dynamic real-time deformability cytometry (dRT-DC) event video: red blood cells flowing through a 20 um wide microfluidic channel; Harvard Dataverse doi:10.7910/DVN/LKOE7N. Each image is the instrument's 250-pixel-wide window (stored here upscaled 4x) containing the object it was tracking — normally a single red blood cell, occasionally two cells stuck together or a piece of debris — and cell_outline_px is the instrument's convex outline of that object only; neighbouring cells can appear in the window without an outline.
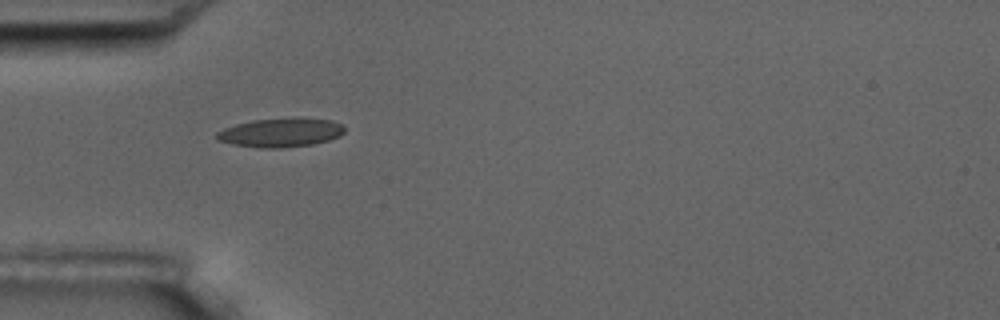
{"species": "common noctule bat (a hibernating species)", "species_latin": "Nyctalus noctula", "temperature_condition": "room temperature", "stored_images_in_passage": 8, "camera_frame_rate_fps": 3000, "um_per_image_px": 0.085, "animal": {"sex": "male", "body_mass_g": 17.5, "forearm_length_mm": 52.3}, "frame": {"image": 1, "passage_image": 5, "time_ms": 6.333, "image_size_px": [1000, 320], "cell_outline_px": [[344, 132], [340, 136], [328, 140], [312, 144], [280, 148], [264, 148], [232, 144], [216, 140], [216, 132], [224, 128], [236, 124], [252, 120], [332, 120], [340, 124], [344, 128]], "centroid_in_image_um": [23.8, 11.31], "position_along_channel_um": 61.2, "area_um2": 20.69}}
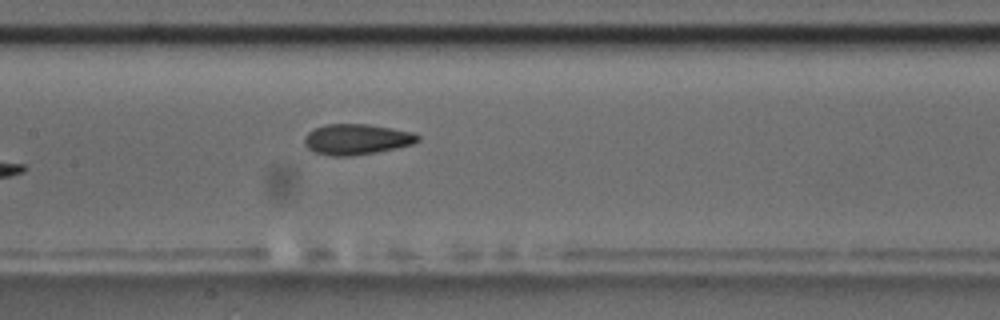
{"frame": {"image": 2, "passage_image": 8, "time_ms": 9.667, "image_size_px": [1000, 320], "cell_outline_px": [[420, 140], [412, 144], [396, 148], [376, 152], [352, 156], [332, 156], [312, 152], [304, 144], [304, 140], [308, 132], [312, 128], [328, 124], [368, 124], [392, 128], [412, 132], [420, 136]], "centroid_in_image_um": [30.29, 11.84], "position_along_channel_um": 177.1, "area_um2": 20.35}}